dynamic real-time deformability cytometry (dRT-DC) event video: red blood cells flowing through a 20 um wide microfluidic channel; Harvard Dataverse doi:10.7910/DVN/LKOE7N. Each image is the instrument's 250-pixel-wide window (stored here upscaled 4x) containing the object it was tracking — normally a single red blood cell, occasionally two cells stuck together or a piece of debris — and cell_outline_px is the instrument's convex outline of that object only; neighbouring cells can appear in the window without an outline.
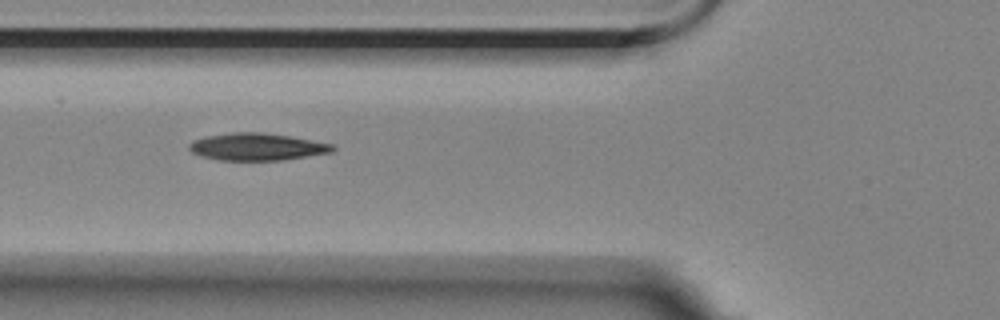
{"species": "Egyptian fruit bat (a non-hibernating species)", "species_latin": "Rousettus aegyptiacus", "temperature_condition": "room temperature", "stored_images_in_passage": 4, "camera_frame_rate_fps": 3000, "um_per_image_px": 0.085, "animal": {"sex": "female"}, "frame": {"image": 1, "passage_image": 3, "time_ms": 3.333, "image_size_px": [1000, 320], "cell_outline_px": [[336, 148], [332, 152], [280, 160], [220, 160], [204, 156], [192, 152], [188, 148], [188, 144], [192, 140], [204, 136], [232, 132], [260, 132], [288, 136], [312, 140], [332, 144]], "centroid_in_image_um": [21.8, 12.47], "position_along_channel_um": 104.0, "area_um2": 22.6}}
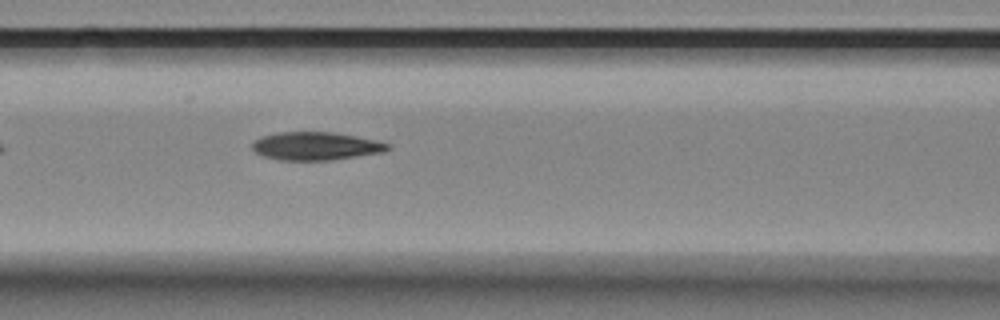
{"frame": {"image": 2, "passage_image": 4, "time_ms": 4.333, "image_size_px": [1000, 320], "cell_outline_px": [[392, 148], [384, 152], [328, 160], [280, 160], [264, 156], [256, 152], [252, 148], [252, 140], [260, 136], [276, 132], [336, 132], [376, 140], [392, 144]], "centroid_in_image_um": [26.85, 12.4], "position_along_channel_um": 139.8, "area_um2": 22.37}}